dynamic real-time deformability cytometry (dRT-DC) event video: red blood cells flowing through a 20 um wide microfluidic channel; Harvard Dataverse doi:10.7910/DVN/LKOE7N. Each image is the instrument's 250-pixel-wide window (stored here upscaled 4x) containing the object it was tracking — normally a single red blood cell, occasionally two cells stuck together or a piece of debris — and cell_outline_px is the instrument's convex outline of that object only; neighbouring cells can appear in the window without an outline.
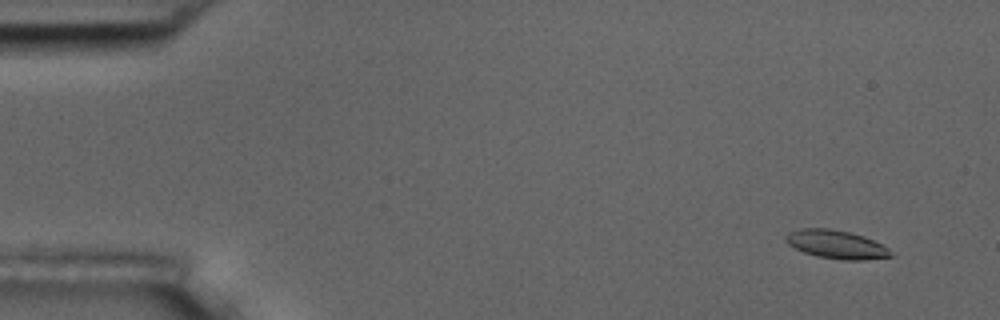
{"species": "common noctule bat (a hibernating species)", "species_latin": "Nyctalus noctula", "temperature_condition": "room temperature", "stored_images_in_passage": 57, "camera_frame_rate_fps": 3000, "um_per_image_px": 0.085, "animal": {"sex": "male", "body_mass_g": 17.5, "forearm_length_mm": 52.3}, "frame": {"image": 1, "passage_image": 5, "time_ms": 1.333, "image_size_px": [1000, 320], "cell_outline_px": [[892, 256], [864, 260], [844, 260], [816, 256], [804, 252], [788, 244], [784, 240], [784, 236], [788, 232], [800, 228], [828, 228], [848, 232], [864, 236], [888, 248]], "centroid_in_image_um": [71.03, 20.77], "position_along_channel_um": 14.0, "area_um2": 17.28}}
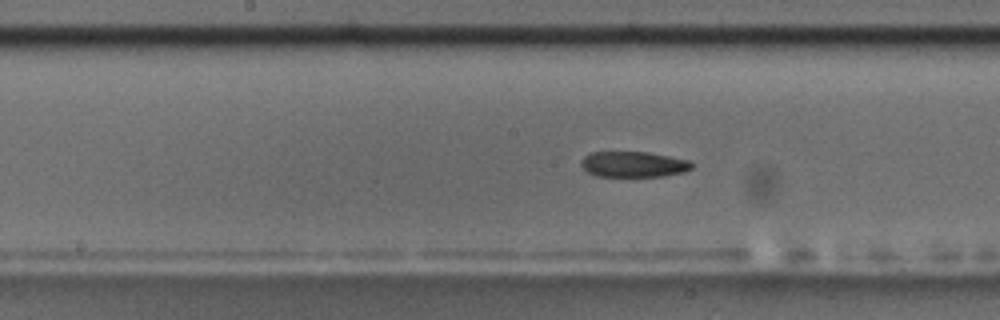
{"frame": {"image": 2, "passage_image": 29, "time_ms": 9.333, "image_size_px": [1000, 320], "cell_outline_px": [[692, 168], [684, 172], [664, 176], [596, 176], [588, 172], [580, 164], [580, 160], [588, 152], [648, 152], [688, 160], [692, 164]], "centroid_in_image_um": [53.81, 13.96], "position_along_channel_um": 194.4, "area_um2": 16.53}}
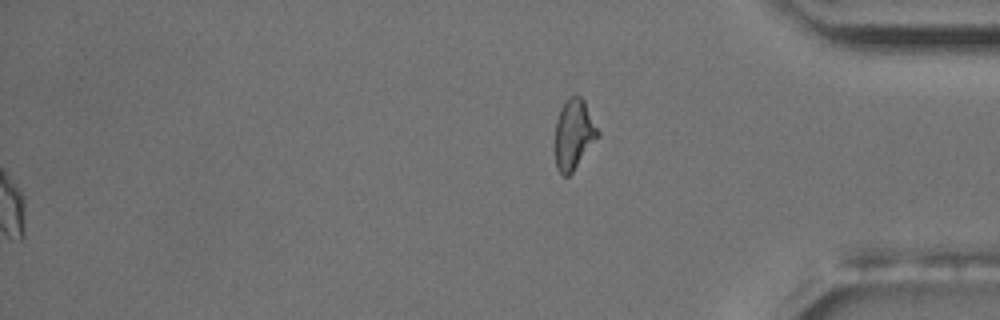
{"frame": {"image": 3, "passage_image": 57, "time_ms": 18.667, "image_size_px": [1000, 320], "cell_outline_px": [[600, 136], [572, 172], [568, 176], [564, 176], [556, 168], [556, 120], [560, 108], [564, 100], [568, 96], [580, 96], [584, 100], [600, 132]], "centroid_in_image_um": [48.79, 11.39], "position_along_channel_um": 386.4, "area_um2": 17.51}, "authors_computed_cell_mechanics": {"area_um2": 17.629, "velocity_mm_per_s": 3.7113, "shape_relaxation_time_tau1_ms": 11.2537, "shape_relaxation_time_tau2_ms": 6.3031, "deformation_change_tau1": 0.2342, "deformation_change_tau2": 0.1157}}